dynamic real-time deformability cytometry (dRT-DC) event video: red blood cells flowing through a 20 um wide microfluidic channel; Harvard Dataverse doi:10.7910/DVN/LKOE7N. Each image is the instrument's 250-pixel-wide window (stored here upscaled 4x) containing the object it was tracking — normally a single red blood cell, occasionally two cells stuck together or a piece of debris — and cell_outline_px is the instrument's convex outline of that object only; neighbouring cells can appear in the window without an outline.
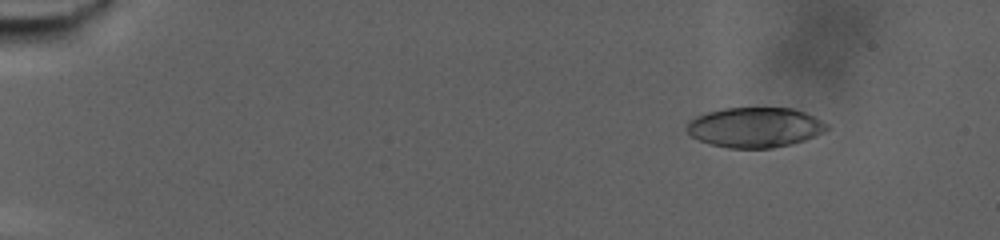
{"species": "human", "species_latin": "Homo sapiens", "temperature_condition": "warm", "stored_images_in_passage": 75, "camera_frame_rate_fps": 3000, "um_per_image_px": 0.085, "donor": {"sex": "male"}, "frame": {"image": 1, "passage_image": 6, "time_ms": 1.667, "image_size_px": [1000, 240], "cell_outline_px": [[828, 128], [824, 132], [804, 140], [792, 144], [772, 148], [728, 148], [712, 144], [700, 140], [692, 136], [684, 128], [688, 120], [696, 116], [708, 112], [724, 108], [792, 108], [804, 112], [828, 124]], "centroid_in_image_um": [64.14, 10.83], "position_along_channel_um": 20.9, "area_um2": 32.6}}
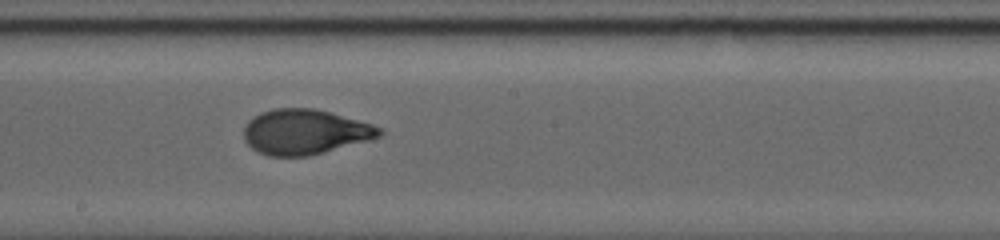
{"frame": {"image": 2, "passage_image": 43, "time_ms": 14.0, "image_size_px": [1000, 240], "cell_outline_px": [[384, 132], [380, 136], [368, 140], [308, 156], [268, 156], [252, 148], [244, 140], [244, 128], [248, 120], [252, 116], [260, 112], [272, 108], [312, 108], [328, 112], [372, 124], [380, 128]], "centroid_in_image_um": [25.87, 11.2], "position_along_channel_um": 222.3, "area_um2": 35.37}}
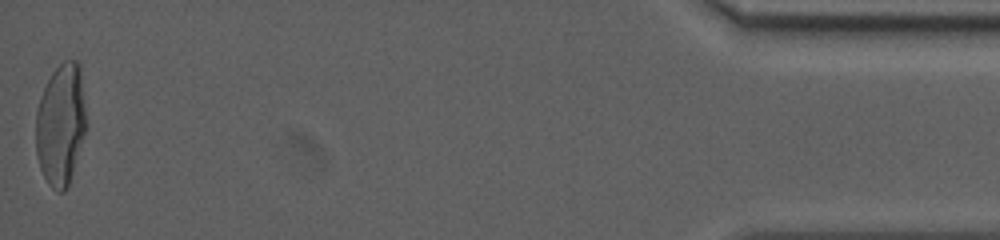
{"frame": {"image": 3, "passage_image": 75, "time_ms": 24.667, "image_size_px": [1000, 240], "cell_outline_px": [[84, 132], [68, 188], [64, 192], [56, 192], [48, 184], [40, 168], [36, 156], [36, 112], [40, 96], [52, 72], [64, 60], [76, 60], [80, 64], [84, 104]], "centroid_in_image_um": [5.13, 10.6], "position_along_channel_um": 430.1, "area_um2": 35.37}, "authors_computed_cell_mechanics": {"area_um2": 34.6222, "velocity_mm_per_s": 2.7115, "shape_relaxation_time_tau1_ms": 9.1356, "shape_relaxation_time_tau2_ms": 1.1797, "deformation_change_tau1": 0.2695, "deformation_change_tau2": 0.0621}}